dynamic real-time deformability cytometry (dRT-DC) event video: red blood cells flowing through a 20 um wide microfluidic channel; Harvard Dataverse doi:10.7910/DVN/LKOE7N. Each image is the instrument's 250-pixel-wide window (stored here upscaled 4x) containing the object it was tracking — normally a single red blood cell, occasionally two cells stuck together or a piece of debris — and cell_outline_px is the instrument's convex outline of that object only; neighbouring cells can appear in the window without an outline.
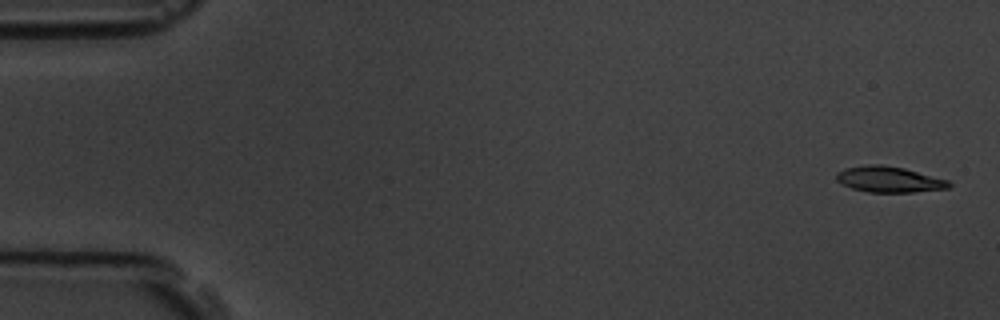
{"species": "common noctule bat (a hibernating species)", "species_latin": "Nyctalus noctula", "temperature_condition": "room temperature", "stored_images_in_passage": 5, "camera_frame_rate_fps": 3000, "um_per_image_px": 0.085, "animal": {"sex": "male", "body_mass_g": 19.5, "forearm_length_mm": 54.6}, "frame": {"image": 1, "passage_image": 1, "time_ms": 0.0, "image_size_px": [1000, 320], "cell_outline_px": [[952, 184], [948, 188], [912, 192], [868, 192], [852, 188], [840, 184], [836, 180], [836, 172], [844, 168], [868, 164], [880, 164], [904, 168], [948, 180]], "centroid_in_image_um": [75.52, 15.24], "position_along_channel_um": 9.5, "area_um2": 16.99}}
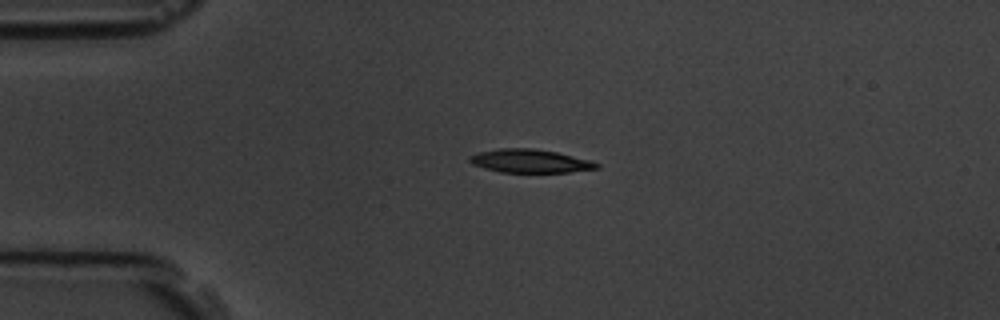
{"frame": {"image": 2, "passage_image": 4, "time_ms": 3.667, "image_size_px": [1000, 320], "cell_outline_px": [[600, 168], [568, 172], [500, 172], [484, 168], [472, 164], [468, 160], [468, 156], [480, 152], [500, 148], [532, 148], [556, 152], [592, 160], [600, 164]], "centroid_in_image_um": [45.06, 13.69], "position_along_channel_um": 39.9, "area_um2": 17.34}}